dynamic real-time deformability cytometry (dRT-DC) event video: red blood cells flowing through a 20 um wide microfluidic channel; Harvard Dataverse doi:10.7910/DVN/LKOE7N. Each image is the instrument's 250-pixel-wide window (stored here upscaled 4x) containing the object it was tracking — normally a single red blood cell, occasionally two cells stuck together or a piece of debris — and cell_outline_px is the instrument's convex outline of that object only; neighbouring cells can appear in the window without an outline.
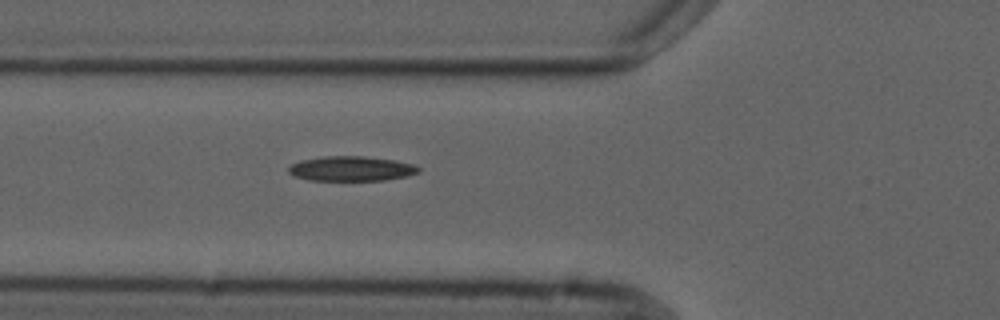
{"species": "common noctule bat (a hibernating species)", "species_latin": "Nyctalus noctula", "temperature_condition": "cold", "stored_images_in_passage": 7, "camera_frame_rate_fps": 3000, "um_per_image_px": 0.085, "animal": {"sex": "male", "forearm_length_mm": 52.5}, "frame": {"image": 1, "passage_image": 7, "time_ms": 7.0, "image_size_px": [1000, 320], "cell_outline_px": [[420, 172], [408, 176], [384, 180], [308, 180], [292, 176], [288, 172], [288, 168], [292, 164], [300, 160], [324, 156], [364, 156], [396, 160], [412, 164], [420, 168]], "centroid_in_image_um": [29.85, 14.33], "position_along_channel_um": 96.0, "area_um2": 18.9}}